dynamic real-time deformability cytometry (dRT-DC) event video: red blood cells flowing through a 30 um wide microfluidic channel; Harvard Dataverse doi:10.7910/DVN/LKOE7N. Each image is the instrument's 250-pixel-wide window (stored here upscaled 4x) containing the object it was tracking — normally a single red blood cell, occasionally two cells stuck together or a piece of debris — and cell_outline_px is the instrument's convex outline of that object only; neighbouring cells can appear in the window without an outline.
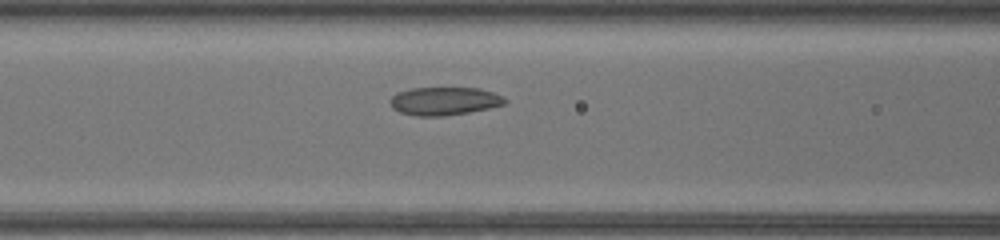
{"species": "common noctule bat (a hibernating species)", "species_latin": "Nyctalus noctula", "temperature_condition": "warm", "stored_images_in_passage": 34, "camera_frame_rate_fps": 3000, "um_per_image_px": 0.085, "animal": {"sex": "female", "body_mass_g": 17.0, "forearm_length_mm": 48.0}, "frame": {"image": 1, "passage_image": 8, "time_ms": 2.333, "image_size_px": [1000, 240], "cell_outline_px": [[508, 100], [504, 104], [488, 108], [468, 112], [444, 116], [416, 116], [400, 112], [392, 108], [392, 96], [400, 92], [412, 88], [480, 88], [492, 92]], "centroid_in_image_um": [37.78, 8.59], "position_along_channel_um": 128.8, "area_um2": 18.5}}
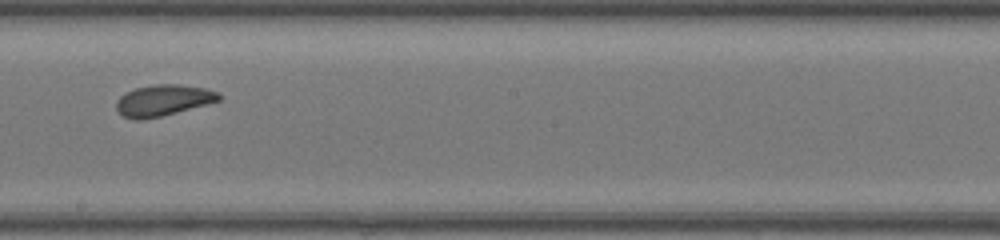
{"frame": {"image": 2, "passage_image": 15, "time_ms": 4.667, "image_size_px": [1000, 240], "cell_outline_px": [[220, 100], [160, 116], [140, 120], [136, 120], [124, 116], [116, 108], [116, 100], [120, 96], [136, 88], [156, 84], [180, 84], [204, 88], [216, 92], [220, 96]], "centroid_in_image_um": [13.83, 8.52], "position_along_channel_um": 234.4, "area_um2": 18.15}}
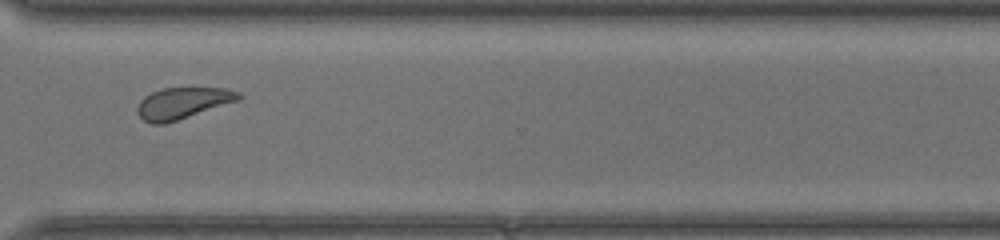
{"frame": {"image": 3, "passage_image": 23, "time_ms": 7.333, "image_size_px": [1000, 240], "cell_outline_px": [[240, 96], [236, 100], [164, 124], [152, 124], [144, 120], [136, 112], [136, 108], [140, 100], [144, 96], [152, 92], [164, 88], [224, 88], [240, 92]], "centroid_in_image_um": [15.44, 8.75], "position_along_channel_um": 355.2, "area_um2": 17.98}}